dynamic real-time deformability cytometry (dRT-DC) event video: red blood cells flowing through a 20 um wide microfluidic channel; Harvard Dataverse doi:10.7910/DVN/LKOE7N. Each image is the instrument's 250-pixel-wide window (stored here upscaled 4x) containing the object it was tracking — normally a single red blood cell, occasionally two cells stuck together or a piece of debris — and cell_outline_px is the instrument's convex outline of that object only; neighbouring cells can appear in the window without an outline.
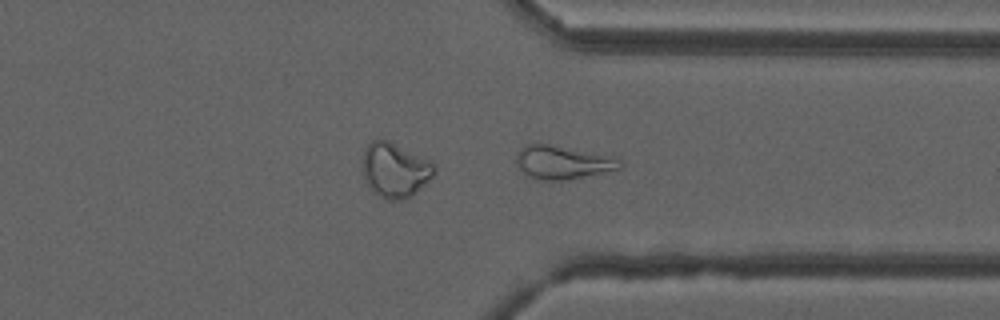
{"species": "common noctule bat (a hibernating species)", "species_latin": "Nyctalus noctula", "temperature_condition": "cold", "stored_images_in_passage": 47, "camera_frame_rate_fps": 3000, "um_per_image_px": 0.085, "animal": {"sex": "male", "forearm_length_mm": 52.5}, "frame": {"image": 1, "passage_image": 40, "time_ms": 13.0, "image_size_px": [1000, 320], "cell_outline_px": [[624, 164], [620, 168], [568, 180], [536, 180], [528, 176], [520, 168], [516, 160], [516, 152], [520, 148], [528, 144], [548, 144], [620, 156]], "centroid_in_image_um": [47.89, 13.79], "position_along_channel_um": 363.5, "area_um2": 20.52}, "authors_computed_cell_mechanics": {"area_um2": 19.7676, "velocity_mm_per_s": 3.7763, "shape_relaxation_time_tau1_ms": null, "shape_relaxation_time_tau2_ms": 8.7457, "deformation_change_tau1": null, "deformation_change_tau2": 0.1957}}